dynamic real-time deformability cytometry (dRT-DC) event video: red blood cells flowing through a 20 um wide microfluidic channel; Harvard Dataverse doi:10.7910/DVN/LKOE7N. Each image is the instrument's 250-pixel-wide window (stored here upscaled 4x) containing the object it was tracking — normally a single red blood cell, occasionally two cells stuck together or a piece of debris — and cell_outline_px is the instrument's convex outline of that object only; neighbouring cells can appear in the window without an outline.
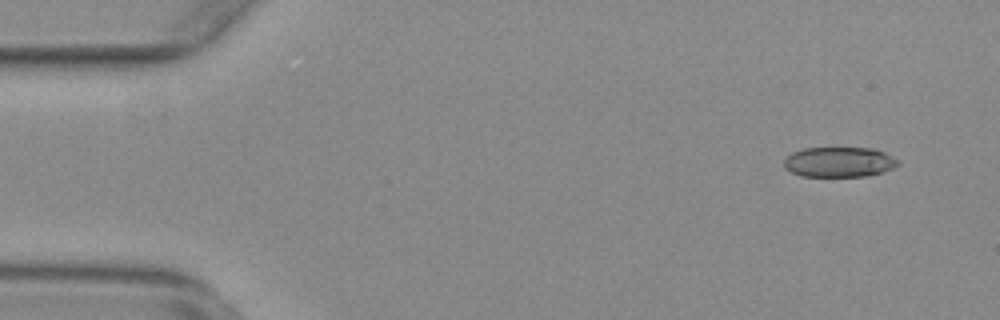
{"species": "common noctule bat (a hibernating species)", "species_latin": "Nyctalus noctula", "temperature_condition": "warm", "stored_images_in_passage": 55, "camera_frame_rate_fps": 3000, "um_per_image_px": 0.085, "animal": {"sex": "female", "body_mass_g": 29.2, "forearm_length_mm": 56.3}, "frame": {"image": 1, "passage_image": 4, "time_ms": 1.0, "image_size_px": [1000, 320], "cell_outline_px": [[900, 164], [892, 168], [868, 176], [800, 176], [784, 168], [784, 160], [792, 152], [804, 148], [872, 148], [884, 152], [900, 160]], "centroid_in_image_um": [71.33, 13.77], "position_along_channel_um": 13.7, "area_um2": 20.0}}
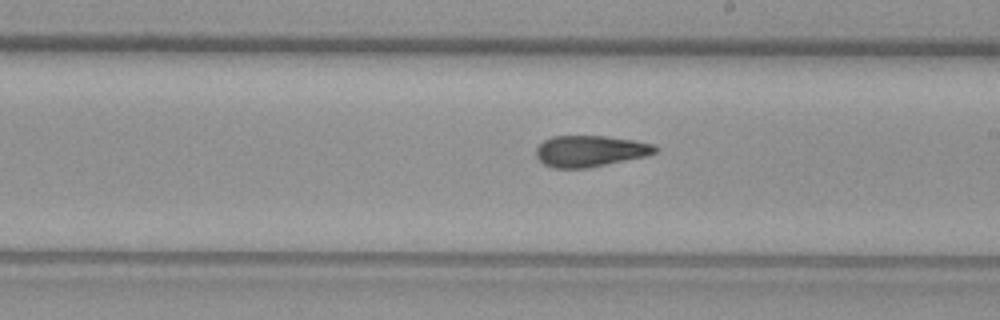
{"frame": {"image": 2, "passage_image": 31, "time_ms": 10.0, "image_size_px": [1000, 320], "cell_outline_px": [[660, 148], [656, 152], [648, 156], [588, 168], [552, 168], [544, 164], [536, 156], [536, 148], [544, 140], [552, 136], [608, 136], [632, 140], [652, 144]], "centroid_in_image_um": [50.17, 12.84], "position_along_channel_um": 238.8, "area_um2": 21.79}}
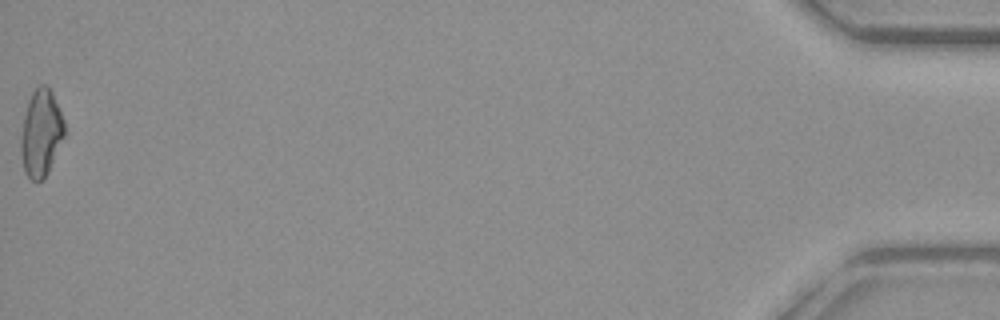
{"frame": {"image": 3, "passage_image": 55, "time_ms": 18.0, "image_size_px": [1000, 320], "cell_outline_px": [[64, 136], [48, 172], [40, 180], [32, 180], [24, 172], [20, 152], [20, 136], [24, 116], [28, 100], [32, 92], [40, 84], [44, 84], [52, 92], [64, 120]], "centroid_in_image_um": [3.46, 11.3], "position_along_channel_um": 431.7, "area_um2": 21.91}, "authors_computed_cell_mechanics": {"area_um2": 21.7906, "velocity_mm_per_s": 3.7679, "shape_relaxation_time_tau1_ms": 8.8916, "shape_relaxation_time_tau2_ms": 2.2438, "deformation_change_tau1": 0.2102, "deformation_change_tau2": 0.0955}}